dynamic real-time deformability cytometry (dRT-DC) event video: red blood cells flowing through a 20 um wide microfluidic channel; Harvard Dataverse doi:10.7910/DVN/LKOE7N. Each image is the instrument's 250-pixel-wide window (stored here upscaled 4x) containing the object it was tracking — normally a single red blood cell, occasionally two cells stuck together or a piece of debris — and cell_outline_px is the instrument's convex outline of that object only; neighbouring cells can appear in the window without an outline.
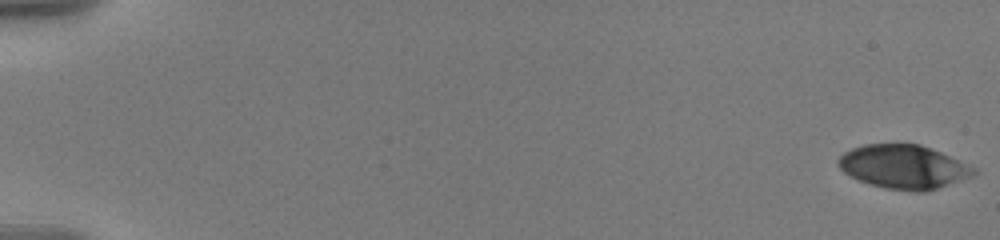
{"species": "human", "species_latin": "Homo sapiens", "temperature_condition": "warm", "stored_images_in_passage": 15, "camera_frame_rate_fps": 3000, "um_per_image_px": 0.085, "donor": {"sex": "male"}, "frame": {"image": 1, "passage_image": 1, "time_ms": 0.0, "image_size_px": [1000, 240], "cell_outline_px": [[976, 172], [972, 176], [924, 192], [916, 192], [884, 188], [860, 180], [844, 172], [836, 164], [836, 160], [844, 152], [852, 148], [864, 144], [920, 144], [940, 152], [968, 164], [976, 168]], "centroid_in_image_um": [76.78, 14.17], "position_along_channel_um": 8.2, "area_um2": 34.28}}
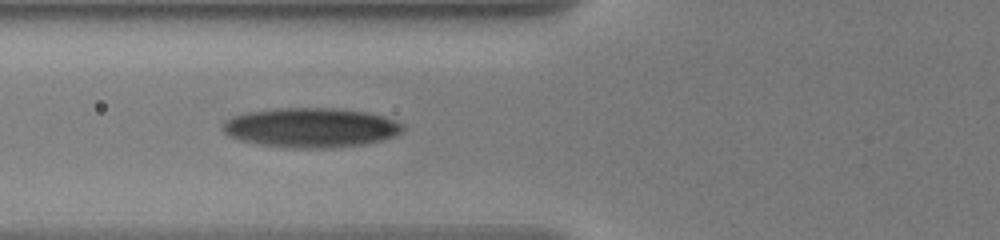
{"frame": {"image": 2, "passage_image": 13, "time_ms": 7.667, "image_size_px": [1000, 240], "cell_outline_px": [[404, 128], [396, 136], [364, 144], [332, 148], [296, 148], [260, 144], [240, 140], [228, 136], [220, 128], [224, 120], [232, 116], [248, 112], [276, 108], [340, 108], [368, 112], [396, 120], [404, 124]], "centroid_in_image_um": [26.42, 10.84], "position_along_channel_um": 99.4, "area_um2": 41.79}}
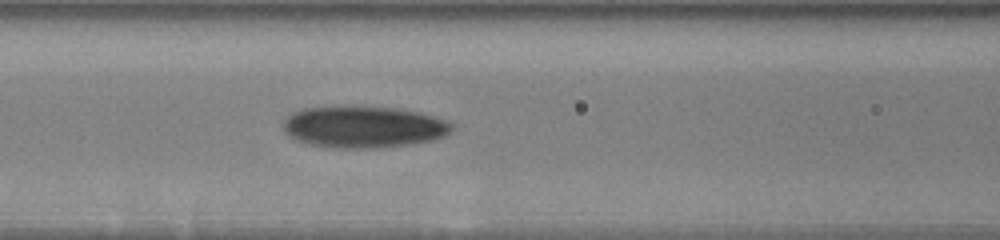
{"frame": {"image": 3, "passage_image": 15, "time_ms": 8.667, "image_size_px": [1000, 240], "cell_outline_px": [[456, 124], [452, 132], [444, 136], [432, 140], [408, 144], [380, 148], [336, 148], [308, 144], [296, 140], [288, 136], [284, 132], [284, 120], [292, 112], [300, 108], [396, 108], [420, 112]], "centroid_in_image_um": [30.92, 10.81], "position_along_channel_um": 135.7, "area_um2": 40.58}}